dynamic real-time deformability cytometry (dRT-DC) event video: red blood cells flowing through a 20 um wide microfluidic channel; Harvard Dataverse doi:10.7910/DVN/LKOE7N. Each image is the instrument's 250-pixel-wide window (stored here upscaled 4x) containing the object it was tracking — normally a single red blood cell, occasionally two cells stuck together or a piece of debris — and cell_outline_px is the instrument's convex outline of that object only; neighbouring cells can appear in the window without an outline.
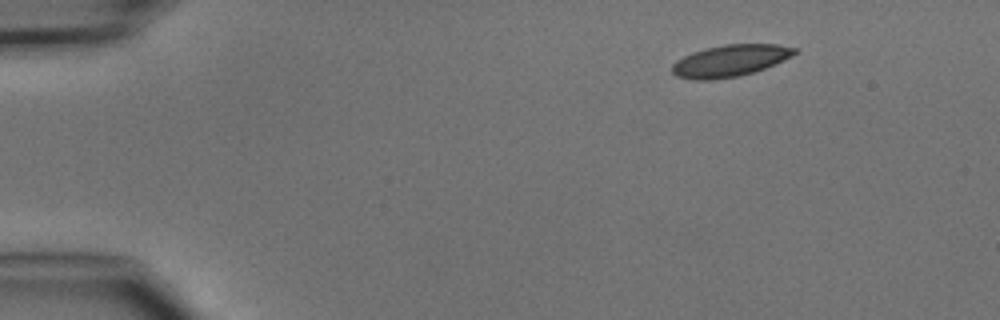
{"species": "common noctule bat (a hibernating species)", "species_latin": "Nyctalus noctula", "temperature_condition": "cold", "stored_images_in_passage": 3, "camera_frame_rate_fps": 3000, "um_per_image_px": 0.085, "animal": {"sex": "male", "body_mass_g": 15.6}, "frame": {"image": 1, "passage_image": 1, "time_ms": 0.0, "image_size_px": [1000, 320], "cell_outline_px": [[796, 52], [792, 56], [776, 64], [752, 72], [736, 76], [712, 80], [696, 80], [676, 76], [672, 72], [672, 64], [676, 60], [692, 52], [704, 48], [724, 44], [776, 44], [796, 48]], "centroid_in_image_um": [62.03, 5.15], "position_along_channel_um": 23.0, "area_um2": 22.6}}
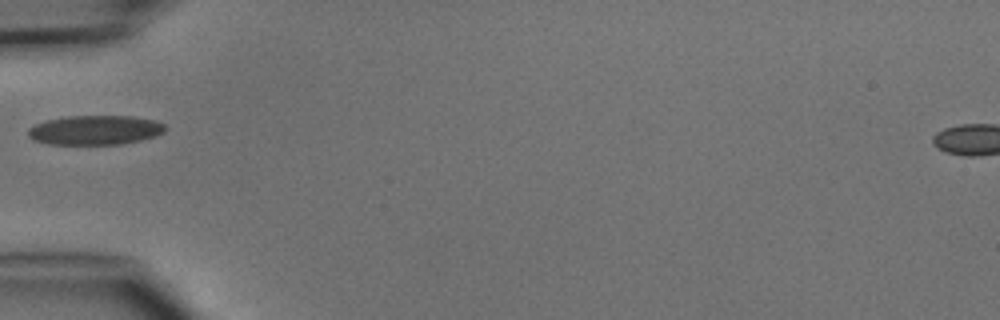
{"frame": {"image": 2, "passage_image": 3, "time_ms": 3.333, "image_size_px": [1000, 320], "cell_outline_px": [[168, 128], [164, 132], [156, 136], [140, 140], [120, 144], [48, 144], [36, 140], [28, 136], [28, 128], [36, 124], [48, 120], [68, 116], [132, 116], [156, 120], [164, 124]], "centroid_in_image_um": [8.13, 11.05], "position_along_channel_um": 76.9, "area_um2": 23.47}}